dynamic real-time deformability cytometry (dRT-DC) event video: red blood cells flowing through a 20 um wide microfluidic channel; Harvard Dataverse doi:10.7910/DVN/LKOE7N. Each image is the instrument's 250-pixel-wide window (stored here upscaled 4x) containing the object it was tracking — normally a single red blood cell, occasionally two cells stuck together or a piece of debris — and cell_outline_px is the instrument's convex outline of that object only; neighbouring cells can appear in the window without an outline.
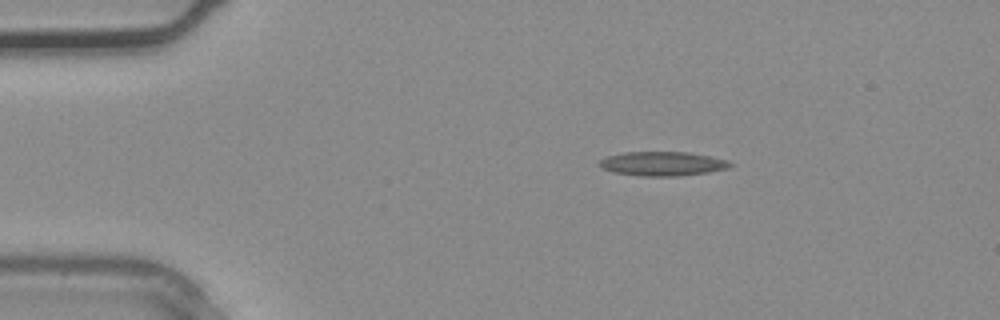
{"species": "common noctule bat (a hibernating species)", "species_latin": "Nyctalus noctula", "temperature_condition": "warm", "stored_images_in_passage": 2, "camera_frame_rate_fps": 3000, "um_per_image_px": 0.085, "animal": {"sex": "male", "body_mass_g": 20.4}, "frame": {"image": 1, "passage_image": 1, "time_ms": 0.0, "image_size_px": [1000, 320], "cell_outline_px": [[732, 164], [728, 168], [708, 172], [676, 176], [644, 176], [612, 172], [604, 168], [600, 164], [600, 160], [608, 156], [624, 152], [688, 152], [728, 160]], "centroid_in_image_um": [56.32, 13.91], "position_along_channel_um": 28.7, "area_um2": 18.15}}